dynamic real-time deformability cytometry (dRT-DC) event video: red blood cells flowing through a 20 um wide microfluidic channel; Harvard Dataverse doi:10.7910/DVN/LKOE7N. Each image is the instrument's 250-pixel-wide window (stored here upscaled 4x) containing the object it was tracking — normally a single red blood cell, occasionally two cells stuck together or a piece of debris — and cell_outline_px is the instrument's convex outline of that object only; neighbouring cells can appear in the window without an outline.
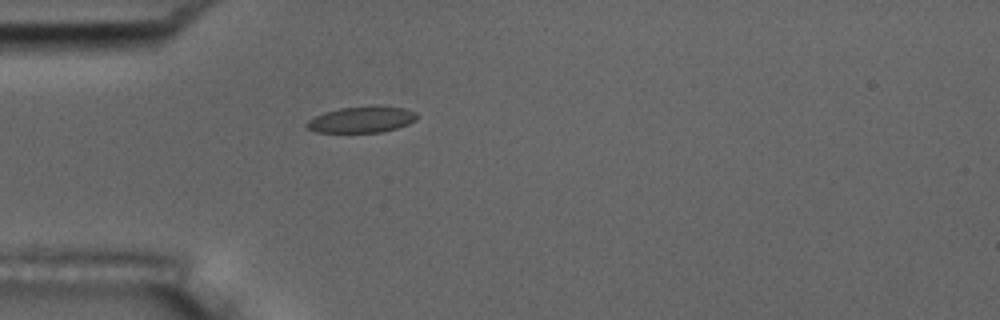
{"species": "common noctule bat (a hibernating species)", "species_latin": "Nyctalus noctula", "temperature_condition": "room temperature", "stored_images_in_passage": 44, "camera_frame_rate_fps": 3000, "um_per_image_px": 0.085, "animal": {"sex": "male", "body_mass_g": 17.5, "forearm_length_mm": 52.3}, "frame": {"image": 1, "passage_image": 4, "time_ms": 1.0, "image_size_px": [1000, 320], "cell_outline_px": [[420, 116], [416, 120], [408, 124], [396, 128], [380, 132], [316, 132], [308, 128], [304, 124], [308, 120], [324, 112], [340, 108], [372, 104], [376, 104], [404, 108], [416, 112]], "centroid_in_image_um": [30.78, 10.13], "position_along_channel_um": 54.2, "area_um2": 17.17}}
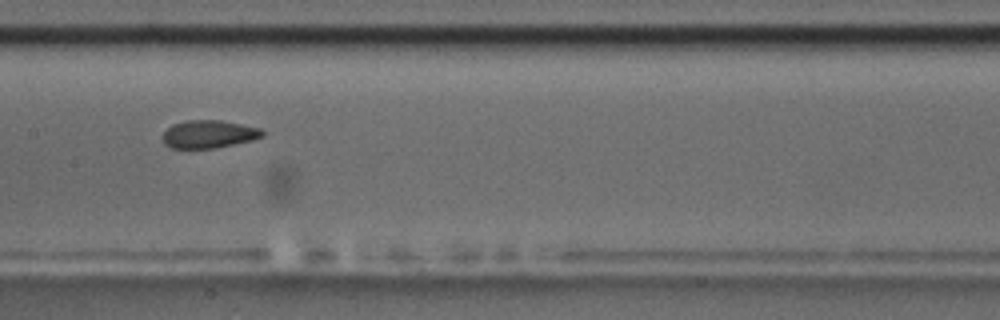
{"frame": {"image": 2, "passage_image": 16, "time_ms": 5.0, "image_size_px": [1000, 320], "cell_outline_px": [[264, 136], [252, 140], [216, 148], [172, 148], [164, 144], [160, 136], [172, 124], [188, 120], [220, 120], [260, 128], [264, 132]], "centroid_in_image_um": [17.72, 11.4], "position_along_channel_um": 189.7, "area_um2": 16.24}}
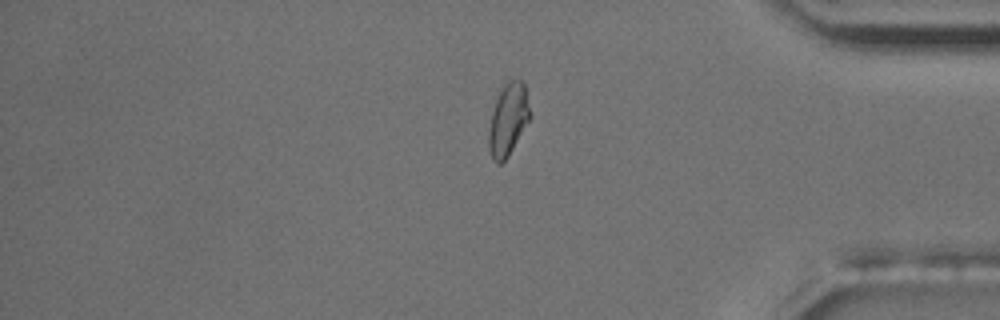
{"frame": {"image": 3, "passage_image": 35, "time_ms": 11.333, "image_size_px": [1000, 320], "cell_outline_px": [[532, 116], [508, 156], [500, 164], [496, 164], [488, 148], [488, 132], [496, 92], [504, 84], [512, 80], [520, 80], [524, 84]], "centroid_in_image_um": [43.18, 10.14], "position_along_channel_um": 392.0, "area_um2": 17.51}, "authors_computed_cell_mechanics": {"area_um2": 17.1955, "velocity_mm_per_s": 3.5606, "shape_relaxation_time_tau1_ms": null, "shape_relaxation_time_tau2_ms": 1.7926, "deformation_change_tau1": null, "deformation_change_tau2": 0.056}}